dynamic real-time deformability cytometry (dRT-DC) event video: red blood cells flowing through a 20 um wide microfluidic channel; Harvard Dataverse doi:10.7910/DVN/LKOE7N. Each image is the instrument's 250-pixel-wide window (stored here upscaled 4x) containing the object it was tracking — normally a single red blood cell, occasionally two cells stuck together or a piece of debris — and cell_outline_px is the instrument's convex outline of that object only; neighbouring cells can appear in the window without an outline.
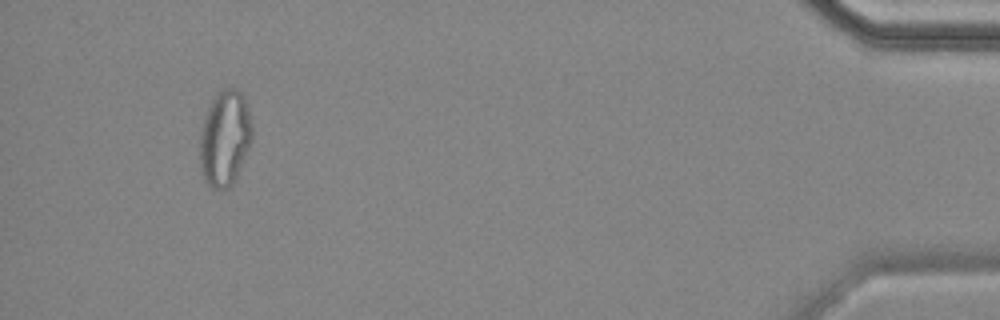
{"species": "common noctule bat (a hibernating species)", "species_latin": "Nyctalus noctula", "temperature_condition": "cold", "stored_images_in_passage": 13, "camera_frame_rate_fps": 3000, "um_per_image_px": 0.085, "animal": {"sex": "female", "body_mass_g": 18.4}, "frame": {"image": 1, "passage_image": 13, "time_ms": 16.333, "image_size_px": [1000, 320], "cell_outline_px": [[252, 140], [236, 176], [232, 184], [228, 188], [212, 188], [204, 180], [200, 172], [200, 132], [204, 116], [212, 96], [220, 88], [236, 88], [244, 96], [252, 124]], "centroid_in_image_um": [19.09, 11.7], "position_along_channel_um": 416.1, "area_um2": 29.42}, "authors_computed_cell_mechanics": {"area_um2": 23.698, "velocity_mm_per_s": 3.5663, "shape_relaxation_time_tau1_ms": null, "shape_relaxation_time_tau2_ms": 1.9154, "deformation_change_tau1": null, "deformation_change_tau2": 0.079}}